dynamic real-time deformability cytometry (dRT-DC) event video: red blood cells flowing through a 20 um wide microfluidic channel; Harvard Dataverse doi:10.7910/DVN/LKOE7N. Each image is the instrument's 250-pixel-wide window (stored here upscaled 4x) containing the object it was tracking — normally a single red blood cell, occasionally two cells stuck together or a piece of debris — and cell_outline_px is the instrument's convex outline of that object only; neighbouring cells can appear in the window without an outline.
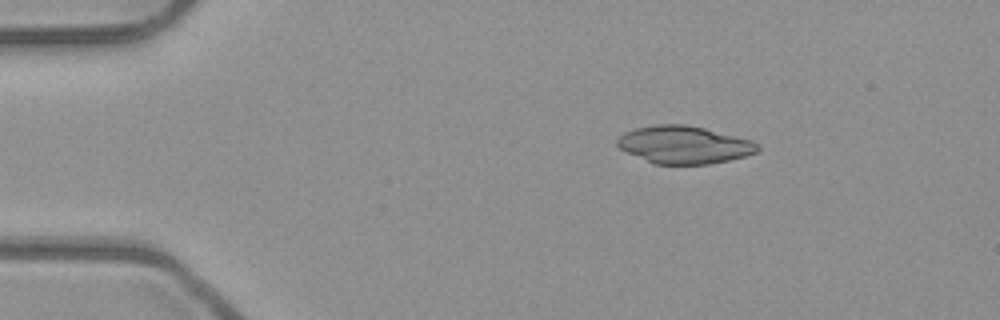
{"species": "common noctule bat (a hibernating species)", "species_latin": "Nyctalus noctula", "temperature_condition": "room temperature", "stored_images_in_passage": 4, "camera_frame_rate_fps": 3000, "um_per_image_px": 0.085, "animal": {"sex": "male", "body_mass_g": 23.1, "forearm_length_mm": 52.7}, "frame": {"image": 1, "passage_image": 2, "time_ms": 0.333, "image_size_px": [1000, 320], "cell_outline_px": [[760, 148], [756, 152], [744, 156], [728, 160], [708, 164], [656, 164], [628, 152], [620, 148], [616, 144], [616, 140], [624, 132], [636, 128], [656, 124], [684, 124], [704, 128], [752, 140], [760, 144]], "centroid_in_image_um": [58.16, 12.29], "position_along_channel_um": 26.8, "area_um2": 30.52}}